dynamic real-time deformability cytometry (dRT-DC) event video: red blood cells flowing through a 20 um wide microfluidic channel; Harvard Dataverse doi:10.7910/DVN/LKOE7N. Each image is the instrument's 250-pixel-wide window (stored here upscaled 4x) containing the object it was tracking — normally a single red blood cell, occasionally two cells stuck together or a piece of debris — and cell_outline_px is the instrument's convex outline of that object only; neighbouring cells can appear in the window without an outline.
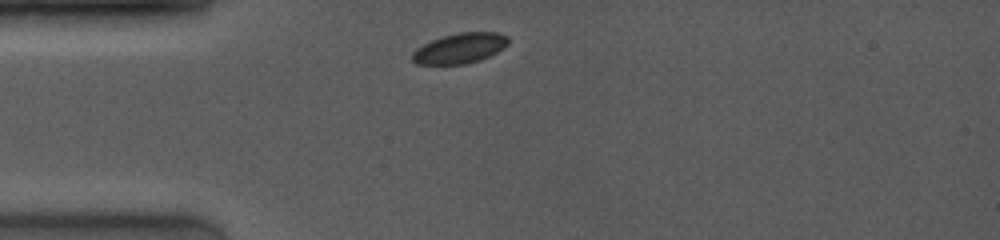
{"species": "common noctule bat (a hibernating species)", "species_latin": "Nyctalus noctula", "temperature_condition": "room temperature", "stored_images_in_passage": 19, "camera_frame_rate_fps": 4000, "um_per_image_px": 0.085, "animal": {"sex": "female", "body_mass_g": 19.0, "forearm_length_mm": 53.3}, "frame": {"image": 1, "passage_image": 1, "time_ms": 0.0, "image_size_px": [1000, 240], "cell_outline_px": [[508, 44], [504, 48], [480, 60], [464, 64], [416, 64], [412, 60], [412, 52], [416, 48], [432, 40], [444, 36], [460, 32], [500, 32], [508, 36]], "centroid_in_image_um": [39.1, 4.1], "position_along_channel_um": 45.9, "area_um2": 16.88}}
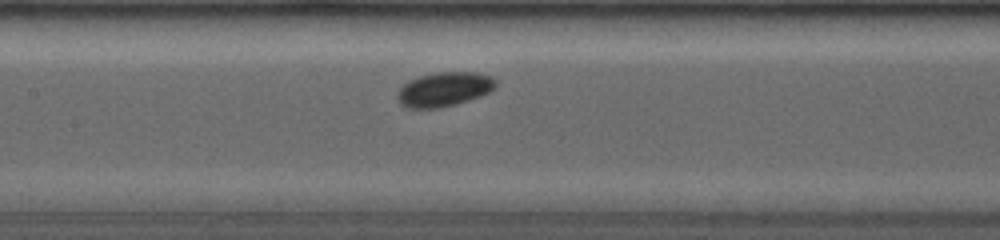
{"frame": {"image": 2, "passage_image": 8, "time_ms": 3.5, "image_size_px": [1000, 240], "cell_outline_px": [[496, 88], [480, 96], [456, 104], [440, 108], [408, 108], [400, 104], [396, 96], [396, 92], [408, 80], [420, 76], [436, 72], [476, 72], [492, 76], [496, 80]], "centroid_in_image_um": [37.74, 7.58], "position_along_channel_um": 169.7, "area_um2": 19.83}}
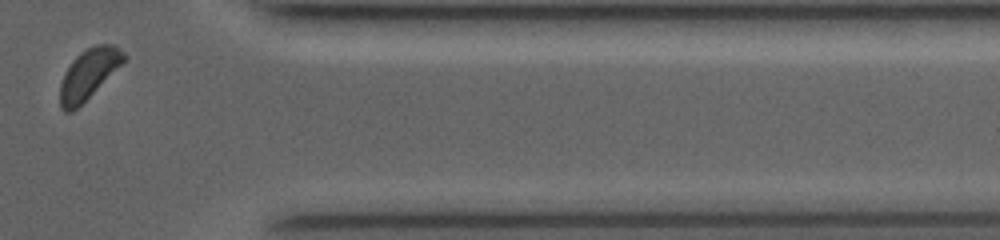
{"frame": {"image": 3, "passage_image": 19, "time_ms": 9.5, "image_size_px": [1000, 240], "cell_outline_px": [[128, 56], [72, 112], [64, 112], [60, 108], [60, 84], [64, 72], [72, 60], [80, 52], [96, 44], [116, 44]], "centroid_in_image_um": [7.49, 6.25], "position_along_channel_um": 403.9, "area_um2": 18.09}, "authors_computed_cell_mechanics": {"area_um2": 19.2474, "velocity_mm_per_s": 4.0084, "shape_relaxation_time_tau1_ms": 0.7966, "shape_relaxation_time_tau2_ms": null, "deformation_change_tau1": 0.0253, "deformation_change_tau2": null}}